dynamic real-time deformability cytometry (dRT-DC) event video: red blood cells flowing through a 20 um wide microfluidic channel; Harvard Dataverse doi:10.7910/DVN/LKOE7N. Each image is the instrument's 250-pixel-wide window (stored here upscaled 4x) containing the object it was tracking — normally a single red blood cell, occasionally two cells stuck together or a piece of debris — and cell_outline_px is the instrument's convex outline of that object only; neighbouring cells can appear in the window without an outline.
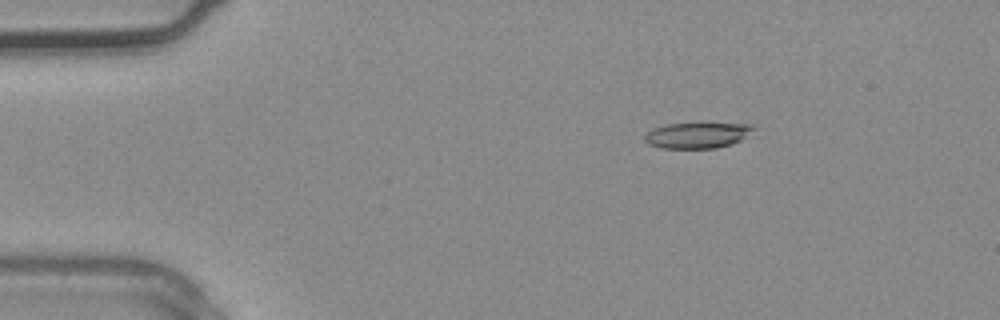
{"species": "common noctule bat (a hibernating species)", "species_latin": "Nyctalus noctula", "temperature_condition": "warm", "stored_images_in_passage": 3, "camera_frame_rate_fps": 3000, "um_per_image_px": 0.085, "animal": {"sex": "male", "body_mass_g": 20.4}, "frame": {"image": 1, "passage_image": 2, "time_ms": 0.333, "image_size_px": [1000, 320], "cell_outline_px": [[756, 128], [740, 140], [732, 144], [716, 148], [660, 148], [648, 144], [644, 140], [644, 136], [652, 128], [668, 124], [756, 124]], "centroid_in_image_um": [59.26, 11.51], "position_along_channel_um": 25.7, "area_um2": 16.18}}